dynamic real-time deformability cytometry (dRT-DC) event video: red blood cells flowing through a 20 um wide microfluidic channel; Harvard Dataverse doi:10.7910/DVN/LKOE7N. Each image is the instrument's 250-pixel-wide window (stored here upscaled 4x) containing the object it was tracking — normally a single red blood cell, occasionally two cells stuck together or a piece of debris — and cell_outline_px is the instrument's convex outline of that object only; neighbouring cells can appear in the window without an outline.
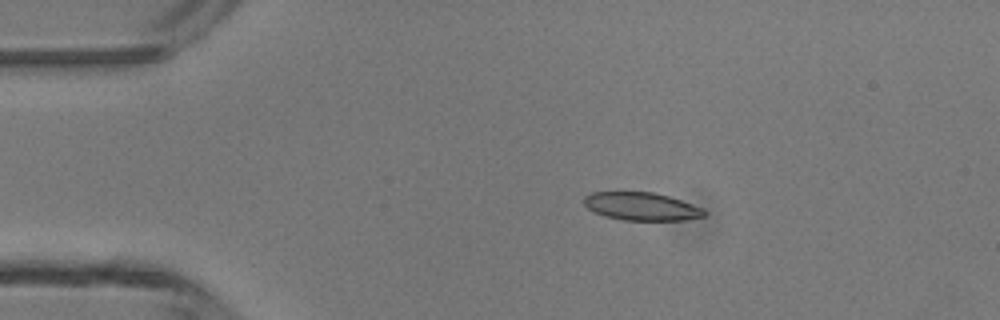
{"species": "common noctule bat (a hibernating species)", "species_latin": "Nyctalus noctula", "temperature_condition": "room temperature", "stored_images_in_passage": 3, "camera_frame_rate_fps": 3000, "um_per_image_px": 0.085, "animal": {"sex": "male", "body_mass_g": 13.3}, "frame": {"image": 1, "passage_image": 1, "time_ms": 0.0, "image_size_px": [1000, 320], "cell_outline_px": [[708, 216], [684, 220], [624, 220], [604, 216], [588, 208], [584, 204], [584, 196], [592, 192], [652, 192], [668, 196], [704, 208], [708, 212]], "centroid_in_image_um": [54.57, 17.55], "position_along_channel_um": 30.4, "area_um2": 19.65}}
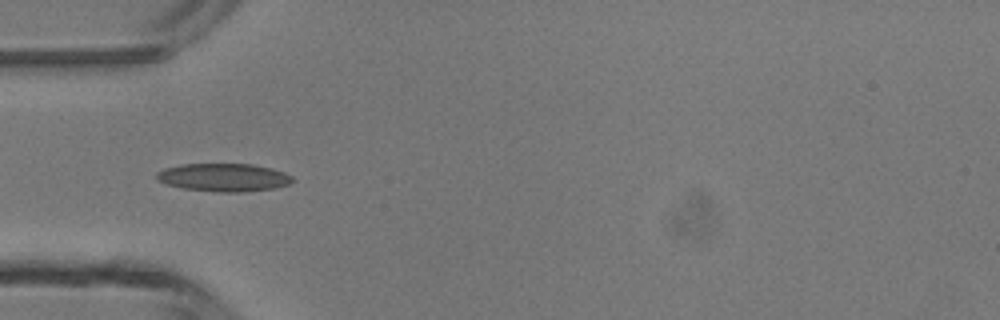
{"frame": {"image": 2, "passage_image": 3, "time_ms": 2.0, "image_size_px": [1000, 320], "cell_outline_px": [[296, 180], [288, 184], [276, 188], [244, 192], [220, 192], [184, 188], [164, 184], [156, 180], [156, 172], [164, 168], [180, 164], [252, 164], [284, 172], [292, 176]], "centroid_in_image_um": [18.99, 15.08], "position_along_channel_um": 66.0, "area_um2": 22.31}}